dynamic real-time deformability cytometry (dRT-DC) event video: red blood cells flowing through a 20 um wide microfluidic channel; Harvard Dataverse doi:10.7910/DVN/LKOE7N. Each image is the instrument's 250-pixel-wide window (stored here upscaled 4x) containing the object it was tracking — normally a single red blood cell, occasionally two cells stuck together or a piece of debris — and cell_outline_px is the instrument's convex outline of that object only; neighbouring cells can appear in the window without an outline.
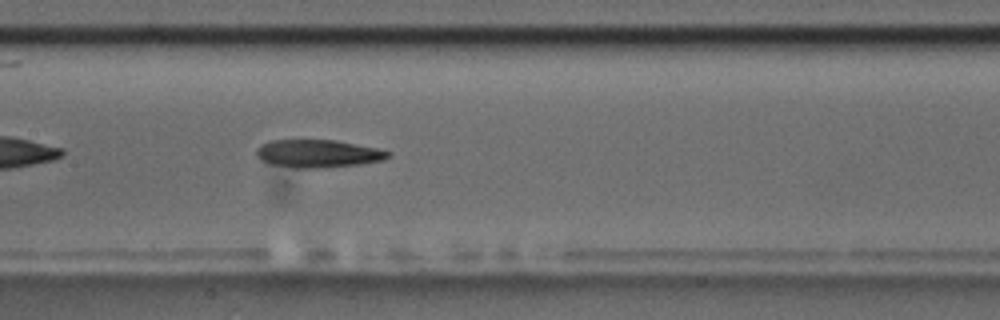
{"species": "common noctule bat (a hibernating species)", "species_latin": "Nyctalus noctula", "temperature_condition": "room temperature", "stored_images_in_passage": 41, "camera_frame_rate_fps": 3000, "um_per_image_px": 0.085, "animal": {"sex": "male", "body_mass_g": 17.5, "forearm_length_mm": 52.3}, "frame": {"image": 1, "passage_image": 12, "time_ms": 3.667, "image_size_px": [1000, 320], "cell_outline_px": [[392, 156], [384, 160], [360, 164], [316, 168], [296, 168], [268, 164], [260, 160], [256, 156], [256, 148], [260, 144], [268, 140], [336, 140], [376, 148], [392, 152]], "centroid_in_image_um": [26.99, 13.05], "position_along_channel_um": 180.4, "area_um2": 21.62}, "authors_computed_cell_mechanics": {"area_um2": 21.675, "velocity_mm_per_s": 3.5211, "shape_relaxation_time_tau1_ms": 5.8083, "shape_relaxation_time_tau2_ms": null, "deformation_change_tau1": 0.1979, "deformation_change_tau2": null}}